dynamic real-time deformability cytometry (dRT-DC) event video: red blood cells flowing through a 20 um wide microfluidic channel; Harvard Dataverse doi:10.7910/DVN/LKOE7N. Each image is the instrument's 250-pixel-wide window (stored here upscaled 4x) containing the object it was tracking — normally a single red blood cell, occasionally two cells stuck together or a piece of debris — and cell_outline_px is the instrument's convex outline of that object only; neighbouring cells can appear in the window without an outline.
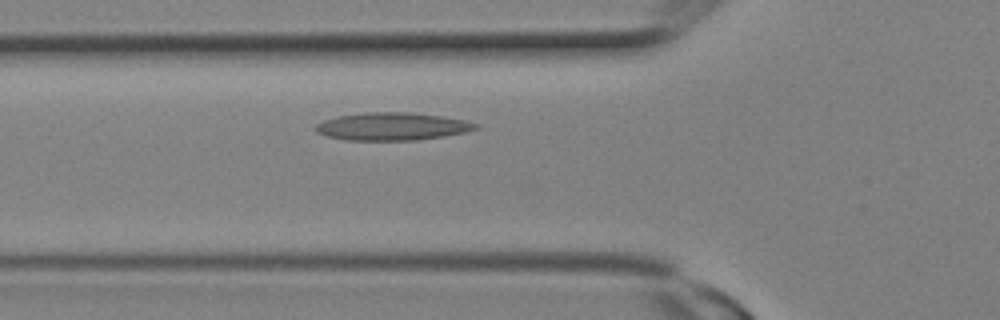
{"species": "Egyptian fruit bat (a non-hibernating species)", "species_latin": "Rousettus aegyptiacus", "temperature_condition": "room temperature", "stored_images_in_passage": 7, "camera_frame_rate_fps": 3000, "um_per_image_px": 0.085, "animal": {"sex": "female"}, "frame": {"image": 1, "passage_image": 2, "time_ms": 0.333, "image_size_px": [1000, 320], "cell_outline_px": [[480, 128], [464, 132], [444, 136], [416, 140], [348, 140], [328, 136], [316, 132], [316, 124], [324, 120], [340, 116], [364, 112], [412, 112], [440, 116], [464, 120], [480, 124]], "centroid_in_image_um": [33.37, 10.74], "position_along_channel_um": 92.4, "area_um2": 25.72}}
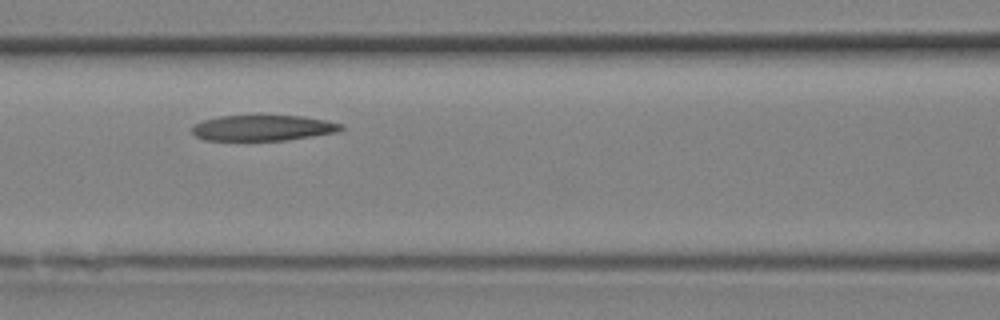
{"frame": {"image": 2, "passage_image": 4, "time_ms": 1.0, "image_size_px": [1000, 320], "cell_outline_px": [[344, 128], [336, 132], [288, 140], [204, 140], [196, 136], [192, 132], [192, 124], [204, 120], [220, 116], [304, 116], [328, 120], [344, 124]], "centroid_in_image_um": [22.37, 10.87], "position_along_channel_um": 144.2, "area_um2": 22.31}}
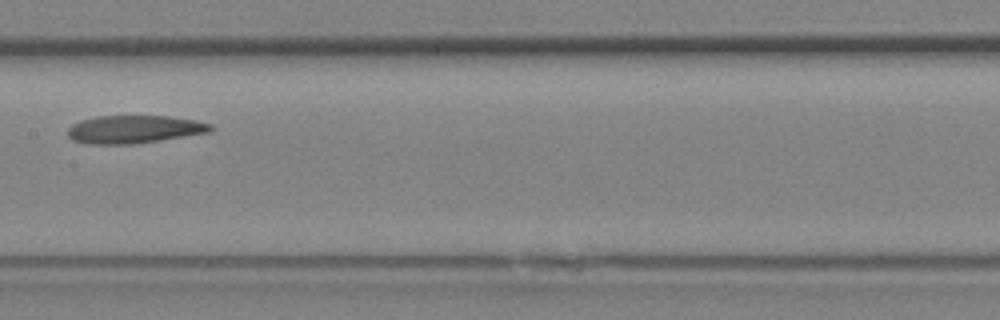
{"frame": {"image": 3, "passage_image": 6, "time_ms": 1.667, "image_size_px": [1000, 320], "cell_outline_px": [[212, 128], [208, 132], [132, 144], [88, 144], [72, 140], [68, 136], [68, 128], [72, 124], [80, 120], [96, 116], [168, 116], [196, 120], [212, 124]], "centroid_in_image_um": [11.34, 10.98], "position_along_channel_um": 196.1, "area_um2": 23.06}}